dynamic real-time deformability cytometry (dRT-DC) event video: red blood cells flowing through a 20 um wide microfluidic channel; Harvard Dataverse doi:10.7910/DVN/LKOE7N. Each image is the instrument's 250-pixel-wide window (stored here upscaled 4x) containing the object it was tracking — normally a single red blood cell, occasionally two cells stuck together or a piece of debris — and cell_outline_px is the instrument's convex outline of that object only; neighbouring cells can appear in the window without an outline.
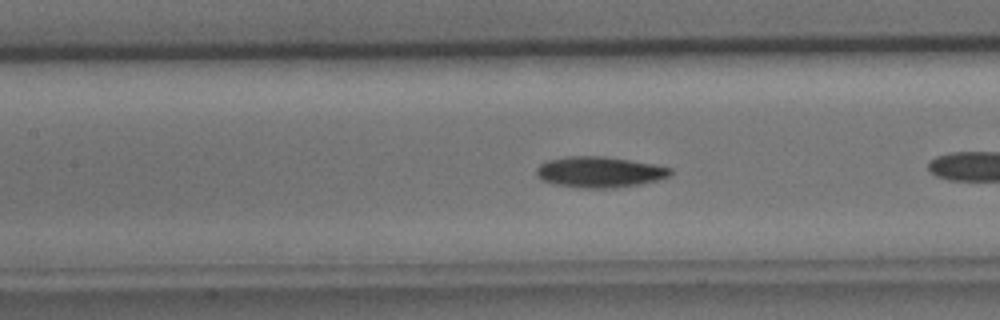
{"species": "common noctule bat (a hibernating species)", "species_latin": "Nyctalus noctula", "temperature_condition": "cold", "stored_images_in_passage": 29, "camera_frame_rate_fps": 3000, "um_per_image_px": 0.085, "animal": {"sex": "male", "body_mass_g": 15.6}, "frame": {"image": 1, "passage_image": 13, "time_ms": 4.0, "image_size_px": [1000, 320], "cell_outline_px": [[672, 172], [668, 176], [656, 180], [640, 184], [608, 188], [580, 188], [552, 184], [540, 180], [536, 172], [536, 168], [540, 164], [548, 160], [568, 156], [604, 156], [656, 164], [672, 168]], "centroid_in_image_um": [50.93, 14.62], "position_along_channel_um": 156.5, "area_um2": 24.16}}